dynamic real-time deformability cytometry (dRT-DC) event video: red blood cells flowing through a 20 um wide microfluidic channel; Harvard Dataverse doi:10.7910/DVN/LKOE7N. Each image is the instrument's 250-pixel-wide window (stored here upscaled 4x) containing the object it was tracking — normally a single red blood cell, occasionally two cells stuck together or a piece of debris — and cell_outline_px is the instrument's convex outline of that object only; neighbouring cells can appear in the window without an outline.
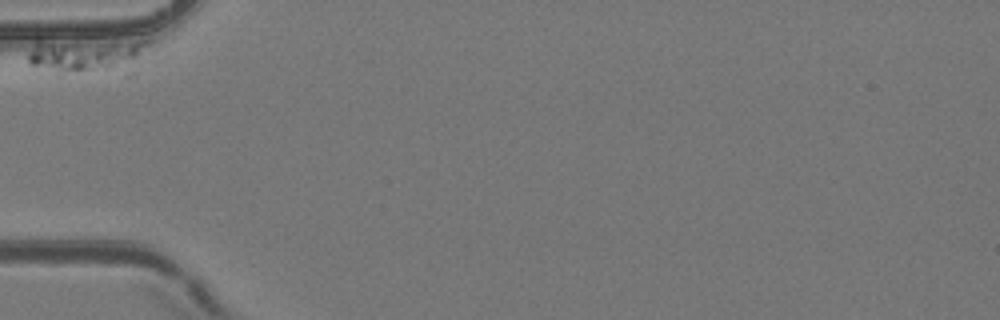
{"species": "common noctule bat (a hibernating species)", "species_latin": "Nyctalus noctula", "temperature_condition": "room temperature", "stored_images_in_passage": 7, "camera_frame_rate_fps": 3000, "um_per_image_px": 0.085, "animal": {"sex": "female", "body_mass_g": 24.6, "forearm_length_mm": 56.2}, "frame": {"image": 1, "passage_image": 1, "time_ms": 0.0, "image_size_px": [1000, 320], "cell_outline_px": [[148, 40], [136, 76], [56, 76], [28, 64], [28, 52], [36, 40]], "centroid_in_image_um": [7.46, 4.86], "position_along_channel_um": 77.5, "area_um2": 28.09}}
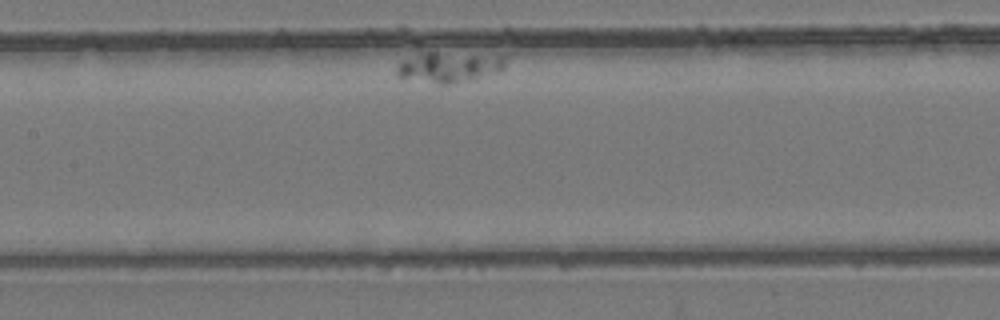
{"frame": {"image": 2, "passage_image": 5, "time_ms": 4.667, "image_size_px": [1000, 320], "cell_outline_px": [[512, 52], [504, 68], [500, 72], [472, 80], [456, 84], [440, 84], [400, 80], [396, 76], [396, 68], [400, 60], [408, 56], [428, 52]], "centroid_in_image_um": [38.31, 5.66], "position_along_channel_um": 169.1, "area_um2": 21.44}}
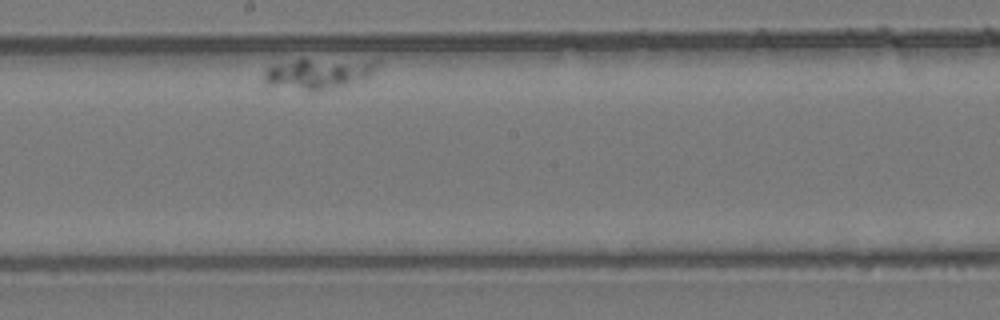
{"frame": {"image": 3, "passage_image": 7, "time_ms": 7.0, "image_size_px": [1000, 320], "cell_outline_px": [[380, 60], [372, 72], [364, 80], [328, 92], [308, 92], [264, 84], [264, 72], [272, 64], [300, 56], [304, 56]], "centroid_in_image_um": [27.06, 6.22], "position_along_channel_um": 221.1, "area_um2": 22.31}}